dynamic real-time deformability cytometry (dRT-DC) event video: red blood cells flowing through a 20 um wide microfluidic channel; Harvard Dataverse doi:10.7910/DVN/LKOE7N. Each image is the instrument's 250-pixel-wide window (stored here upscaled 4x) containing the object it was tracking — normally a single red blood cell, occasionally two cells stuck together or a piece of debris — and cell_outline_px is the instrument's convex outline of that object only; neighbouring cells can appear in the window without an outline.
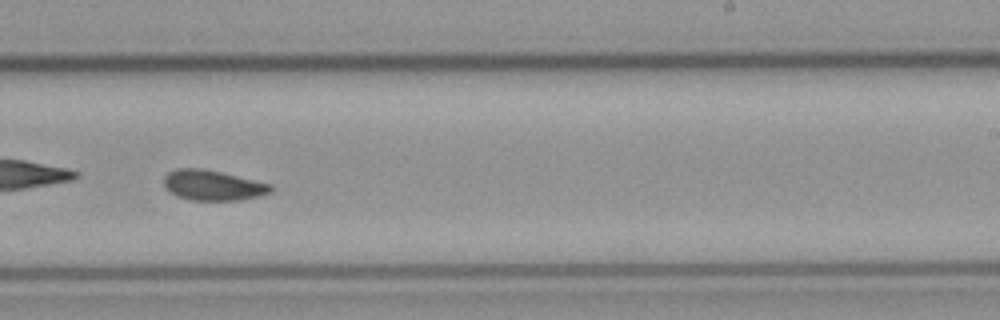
{"species": "common noctule bat (a hibernating species)", "species_latin": "Nyctalus noctula", "temperature_condition": "cold", "stored_images_in_passage": 50, "camera_frame_rate_fps": 3000, "um_per_image_px": 0.085, "animal": {"sex": "male", "body_mass_g": 23.1, "forearm_length_mm": 52.7}, "frame": {"image": 1, "passage_image": 29, "time_ms": 9.333, "image_size_px": [1000, 320], "cell_outline_px": [[272, 192], [240, 200], [192, 200], [176, 196], [168, 192], [164, 188], [164, 176], [168, 172], [176, 168], [200, 168], [220, 172], [272, 184]], "centroid_in_image_um": [18.04, 15.75], "position_along_channel_um": 271.0, "area_um2": 18.84}}
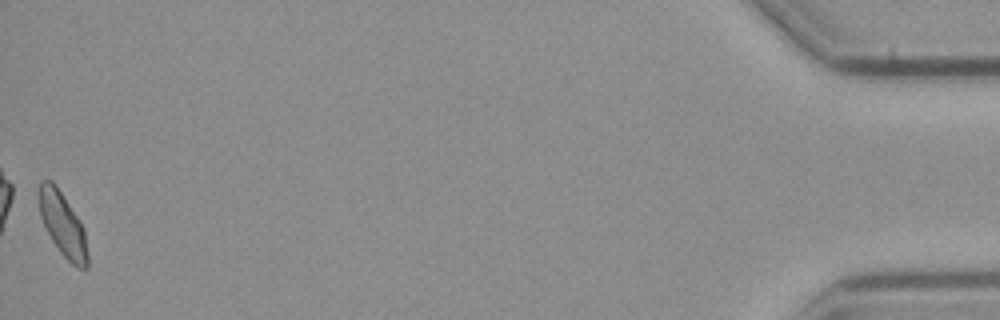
{"frame": {"image": 2, "passage_image": 50, "time_ms": 16.333, "image_size_px": [1000, 320], "cell_outline_px": [[88, 268], [76, 268], [60, 252], [52, 240], [40, 216], [36, 196], [36, 192], [40, 180], [52, 180], [56, 184], [80, 220], [84, 228], [88, 256]], "centroid_in_image_um": [5.3, 19.02], "position_along_channel_um": 429.9, "area_um2": 18.5}, "authors_computed_cell_mechanics": {"area_um2": 18.8428, "velocity_mm_per_s": 3.7418, "shape_relaxation_time_tau1_ms": 9.3931, "shape_relaxation_time_tau2_ms": 5.2592, "deformation_change_tau1": 0.1754, "deformation_change_tau2": 0.0796}}